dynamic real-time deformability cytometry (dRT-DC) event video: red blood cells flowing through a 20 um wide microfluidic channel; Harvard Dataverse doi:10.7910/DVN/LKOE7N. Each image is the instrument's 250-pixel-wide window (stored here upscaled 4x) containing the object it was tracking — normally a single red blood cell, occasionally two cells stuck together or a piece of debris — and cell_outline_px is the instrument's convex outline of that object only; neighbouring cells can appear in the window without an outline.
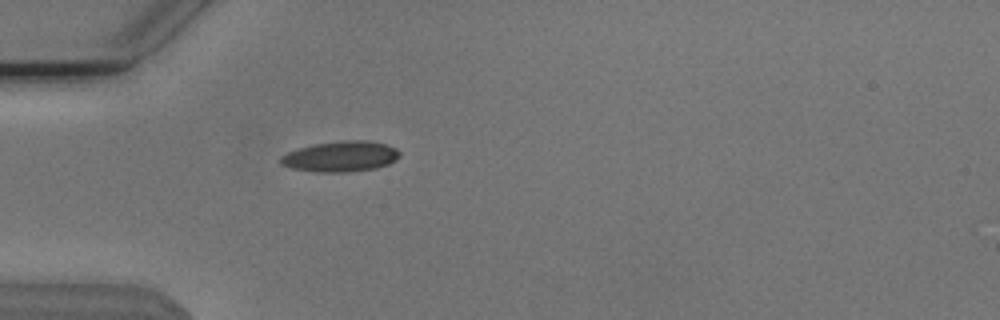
{"species": "Egyptian fruit bat (a non-hibernating species)", "species_latin": "Rousettus aegyptiacus", "temperature_condition": "cold", "stored_images_in_passage": 40, "camera_frame_rate_fps": 3000, "um_per_image_px": 0.085, "animal": {"sex": "male"}, "frame": {"image": 1, "passage_image": 2, "time_ms": 0.333, "image_size_px": [1000, 320], "cell_outline_px": [[400, 156], [396, 160], [388, 164], [376, 168], [344, 172], [316, 172], [292, 168], [280, 164], [280, 156], [288, 152], [300, 148], [316, 144], [344, 140], [368, 140], [384, 144], [396, 148], [400, 152]], "centroid_in_image_um": [28.97, 13.3], "position_along_channel_um": 56.0, "area_um2": 21.1}}
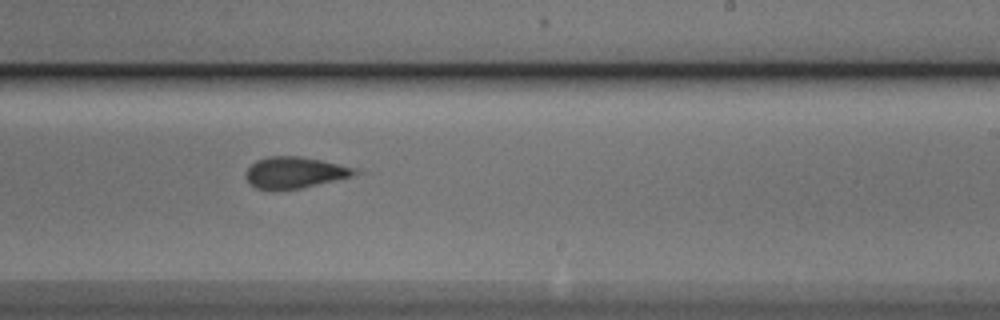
{"frame": {"image": 2, "passage_image": 19, "time_ms": 6.0, "image_size_px": [1000, 320], "cell_outline_px": [[364, 172], [352, 176], [300, 188], [256, 188], [248, 184], [244, 176], [244, 172], [256, 160], [268, 156], [300, 156], [320, 160], [356, 168]], "centroid_in_image_um": [25.04, 14.64], "position_along_channel_um": 264.0, "area_um2": 19.71}}
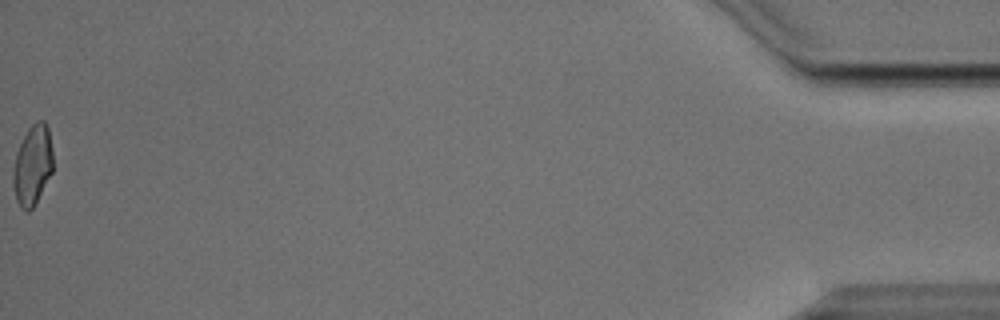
{"frame": {"image": 3, "passage_image": 40, "time_ms": 13.0, "image_size_px": [1000, 320], "cell_outline_px": [[52, 172], [36, 204], [28, 212], [24, 212], [20, 208], [16, 200], [12, 184], [12, 172], [16, 152], [28, 128], [36, 120], [44, 120], [48, 128], [52, 148]], "centroid_in_image_um": [2.75, 14.07], "position_along_channel_um": 432.5, "area_um2": 18.9}, "authors_computed_cell_mechanics": {"area_um2": 20.3745, "velocity_mm_per_s": 3.8061, "shape_relaxation_time_tau1_ms": 1.4406, "shape_relaxation_time_tau2_ms": 8.0914, "deformation_change_tau1": 0.0714, "deformation_change_tau2": 0.2089}}